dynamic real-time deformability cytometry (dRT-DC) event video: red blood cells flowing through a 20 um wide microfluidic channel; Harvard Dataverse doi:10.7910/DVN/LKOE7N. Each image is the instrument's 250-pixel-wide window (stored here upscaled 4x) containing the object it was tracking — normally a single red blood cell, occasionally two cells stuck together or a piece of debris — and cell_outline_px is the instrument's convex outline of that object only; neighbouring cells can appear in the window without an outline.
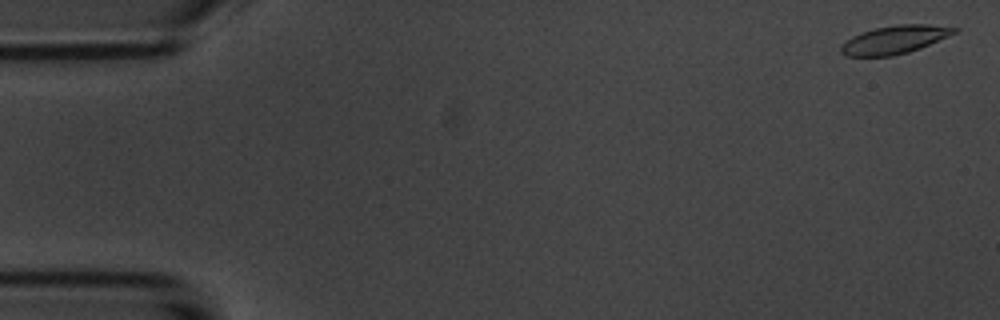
{"species": "common noctule bat (a hibernating species)", "species_latin": "Nyctalus noctula", "temperature_condition": "room temperature", "stored_images_in_passage": 5, "camera_frame_rate_fps": 3000, "um_per_image_px": 0.085, "animal": {"sex": "male", "body_mass_g": 20.1, "forearm_length_mm": 53.5}, "frame": {"image": 1, "passage_image": 1, "time_ms": 0.0, "image_size_px": [1000, 320], "cell_outline_px": [[960, 28], [956, 32], [948, 36], [920, 48], [908, 52], [892, 56], [844, 56], [840, 52], [840, 44], [852, 36], [860, 32], [876, 28], [896, 24], [928, 24]], "centroid_in_image_um": [76.0, 3.37], "position_along_channel_um": 9.0, "area_um2": 18.67}}